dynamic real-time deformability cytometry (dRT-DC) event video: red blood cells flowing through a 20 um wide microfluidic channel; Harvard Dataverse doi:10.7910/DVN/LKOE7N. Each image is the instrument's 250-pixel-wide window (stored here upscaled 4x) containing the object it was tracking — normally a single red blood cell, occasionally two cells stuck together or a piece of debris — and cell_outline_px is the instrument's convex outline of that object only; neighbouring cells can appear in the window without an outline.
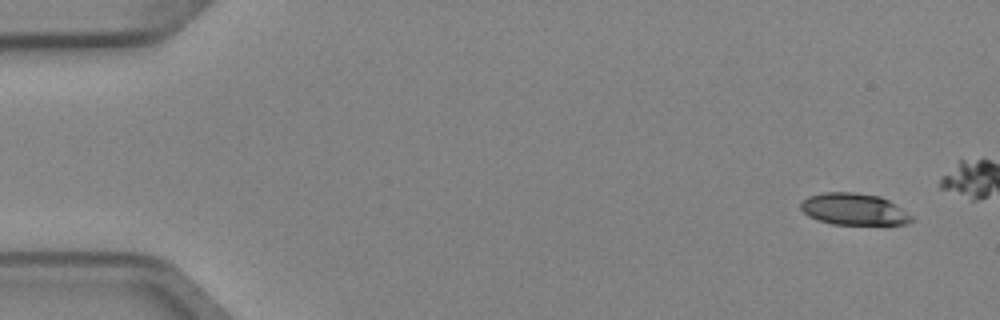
{"species": "Egyptian fruit bat (a non-hibernating species)", "species_latin": "Rousettus aegyptiacus", "temperature_condition": "cold", "stored_images_in_passage": 5, "segment_of_instrument_passage": [2, 2], "camera_frame_rate_fps": 3000, "um_per_image_px": 0.085, "animal": {"sex": "female"}, "frame": {"image": 1, "passage_image": 5, "time_ms": 1.333, "image_size_px": [1000, 320], "cell_outline_px": [[912, 220], [908, 224], [832, 224], [808, 216], [800, 208], [800, 204], [808, 196], [824, 192], [852, 192], [880, 196], [888, 200], [912, 216]], "centroid_in_image_um": [72.56, 17.78], "position_along_channel_um": 12.4, "area_um2": 20.23}}